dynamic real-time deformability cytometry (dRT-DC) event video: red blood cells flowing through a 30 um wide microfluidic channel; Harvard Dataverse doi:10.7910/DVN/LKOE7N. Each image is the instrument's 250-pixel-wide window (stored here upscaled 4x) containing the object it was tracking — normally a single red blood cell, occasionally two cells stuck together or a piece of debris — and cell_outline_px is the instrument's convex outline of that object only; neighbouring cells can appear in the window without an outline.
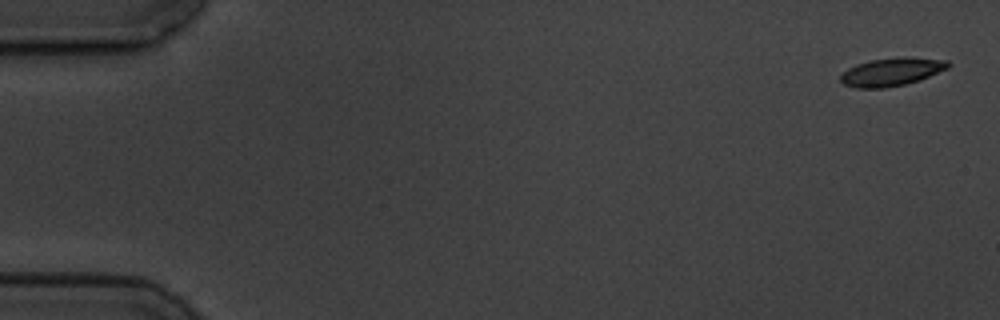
{"species": "common noctule bat (a hibernating species)", "species_latin": "Nyctalus noctula", "temperature_condition": "cold", "stored_images_in_passage": 5, "camera_frame_rate_fps": 3000, "um_per_image_px": 0.085, "animal": {"sex": "male", "body_mass_g": 19.5, "forearm_length_mm": 54.6}, "frame": {"image": 1, "passage_image": 1, "time_ms": 0.0, "image_size_px": [1000, 320], "cell_outline_px": [[952, 64], [948, 68], [920, 80], [904, 84], [884, 88], [856, 88], [844, 84], [840, 80], [840, 76], [848, 68], [856, 64], [868, 60], [904, 56], [948, 60]], "centroid_in_image_um": [75.8, 6.09], "position_along_channel_um": 9.2, "area_um2": 17.74}}
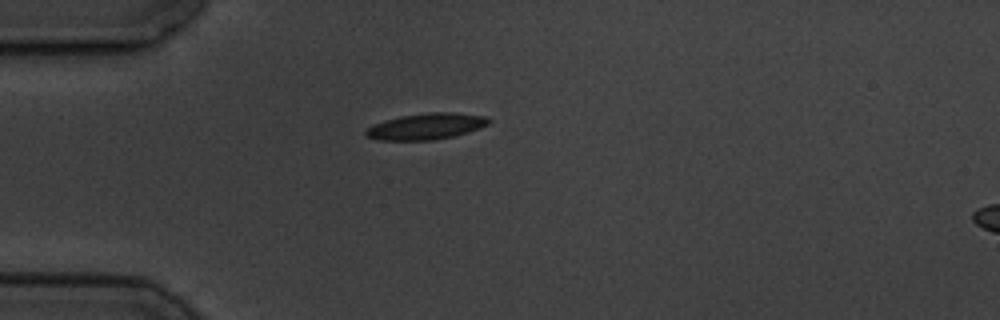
{"frame": {"image": 2, "passage_image": 5, "time_ms": 4.667, "image_size_px": [1000, 320], "cell_outline_px": [[492, 120], [488, 124], [480, 128], [468, 132], [452, 136], [432, 140], [380, 140], [364, 136], [364, 132], [372, 124], [384, 120], [400, 116], [428, 112], [456, 112], [484, 116]], "centroid_in_image_um": [36.2, 10.73], "position_along_channel_um": 48.8, "area_um2": 18.84}}